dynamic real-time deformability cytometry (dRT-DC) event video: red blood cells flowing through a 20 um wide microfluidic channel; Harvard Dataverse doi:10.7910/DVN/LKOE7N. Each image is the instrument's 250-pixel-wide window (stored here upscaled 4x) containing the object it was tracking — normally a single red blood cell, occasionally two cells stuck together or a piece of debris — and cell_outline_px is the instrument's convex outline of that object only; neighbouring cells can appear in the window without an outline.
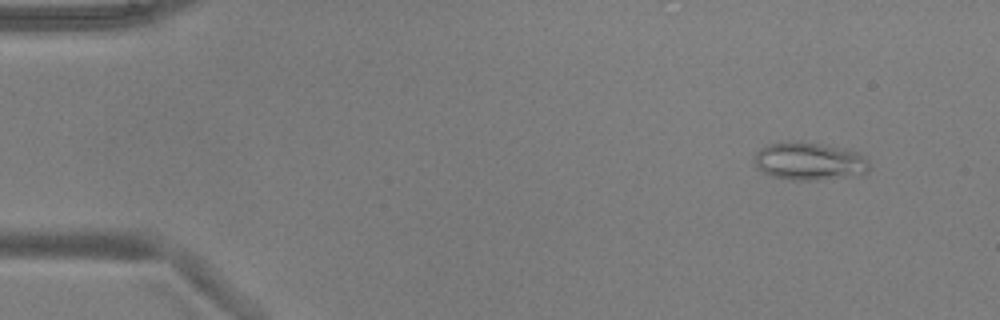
{"species": "common noctule bat (a hibernating species)", "species_latin": "Nyctalus noctula", "temperature_condition": "warm", "stored_images_in_passage": 5, "camera_frame_rate_fps": 3000, "um_per_image_px": 0.085, "animal": {"sex": "male", "body_mass_g": 17.9, "forearm_length_mm": 54.2}, "frame": {"image": 1, "passage_image": 2, "time_ms": 0.333, "image_size_px": [1000, 320], "cell_outline_px": [[868, 172], [844, 176], [816, 180], [792, 180], [772, 176], [756, 168], [756, 152], [768, 144], [820, 144], [844, 148], [856, 152], [864, 156], [868, 160]], "centroid_in_image_um": [68.81, 13.74], "position_along_channel_um": 16.2, "area_um2": 24.28}}